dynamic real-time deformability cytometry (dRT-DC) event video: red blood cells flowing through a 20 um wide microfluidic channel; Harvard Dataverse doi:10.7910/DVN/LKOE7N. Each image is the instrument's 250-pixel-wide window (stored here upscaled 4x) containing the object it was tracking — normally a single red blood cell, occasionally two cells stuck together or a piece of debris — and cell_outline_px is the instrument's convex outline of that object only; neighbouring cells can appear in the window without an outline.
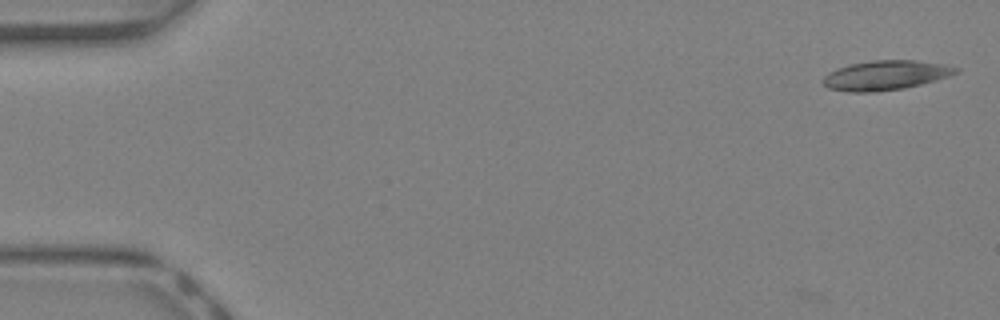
{"species": "Egyptian fruit bat (a non-hibernating species)", "species_latin": "Rousettus aegyptiacus", "temperature_condition": "warm", "stored_images_in_passage": 2, "camera_frame_rate_fps": 3000, "um_per_image_px": 0.085, "animal": {"sex": "female"}, "frame": {"image": 1, "passage_image": 2, "time_ms": 0.333, "image_size_px": [1000, 320], "cell_outline_px": [[960, 72], [936, 80], [904, 88], [876, 92], [848, 92], [828, 88], [824, 84], [824, 76], [828, 72], [852, 64], [872, 60], [912, 60], [944, 64], [960, 68]], "centroid_in_image_um": [75.3, 6.4], "position_along_channel_um": 9.7, "area_um2": 22.72}}